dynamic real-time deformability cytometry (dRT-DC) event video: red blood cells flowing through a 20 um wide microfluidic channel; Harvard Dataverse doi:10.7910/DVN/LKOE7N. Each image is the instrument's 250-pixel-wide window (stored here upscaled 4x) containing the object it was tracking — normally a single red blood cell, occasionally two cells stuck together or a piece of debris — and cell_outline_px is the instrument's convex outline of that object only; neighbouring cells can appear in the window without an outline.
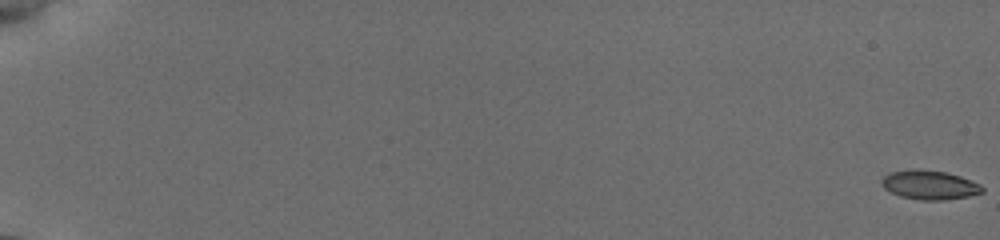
{"species": "common noctule bat (a hibernating species)", "species_latin": "Nyctalus noctula", "temperature_condition": "cold", "stored_images_in_passage": 17, "camera_frame_rate_fps": 3000, "um_per_image_px": 0.085, "animal": {"sex": "female", "body_mass_g": 19.5, "forearm_length_mm": 54.1}, "frame": {"image": 1, "passage_image": 1, "time_ms": 0.0, "image_size_px": [1000, 240], "cell_outline_px": [[984, 192], [968, 196], [944, 200], [920, 200], [900, 196], [884, 188], [880, 184], [880, 180], [884, 176], [892, 172], [944, 172], [960, 176], [980, 184], [984, 188]], "centroid_in_image_um": [79.05, 15.77], "position_along_channel_um": 5.9, "area_um2": 16.3}}